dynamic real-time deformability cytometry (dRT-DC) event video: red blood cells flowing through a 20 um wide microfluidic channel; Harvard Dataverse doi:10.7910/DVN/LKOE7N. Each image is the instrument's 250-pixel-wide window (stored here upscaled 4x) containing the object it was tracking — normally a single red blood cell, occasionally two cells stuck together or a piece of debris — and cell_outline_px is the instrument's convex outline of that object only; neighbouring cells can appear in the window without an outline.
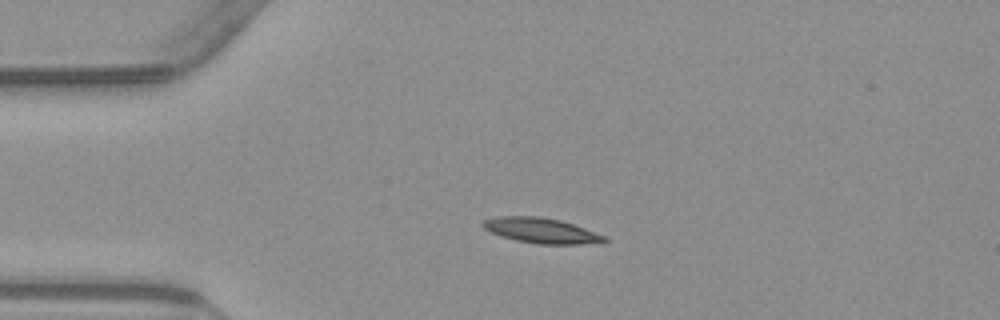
{"species": "common noctule bat (a hibernating species)", "species_latin": "Nyctalus noctula", "temperature_condition": "warm", "stored_images_in_passage": 42, "camera_frame_rate_fps": 3000, "um_per_image_px": 0.085, "animal": {"sex": "male", "body_mass_g": 23.1, "forearm_length_mm": 52.7}, "frame": {"image": 1, "passage_image": 1, "time_ms": 0.0, "image_size_px": [1000, 320], "cell_outline_px": [[608, 240], [604, 244], [540, 244], [516, 240], [500, 236], [484, 228], [480, 224], [484, 220], [500, 216], [540, 216], [560, 220], [584, 228], [604, 236]], "centroid_in_image_um": [46.03, 19.6], "position_along_channel_um": 39.0, "area_um2": 17.86}}
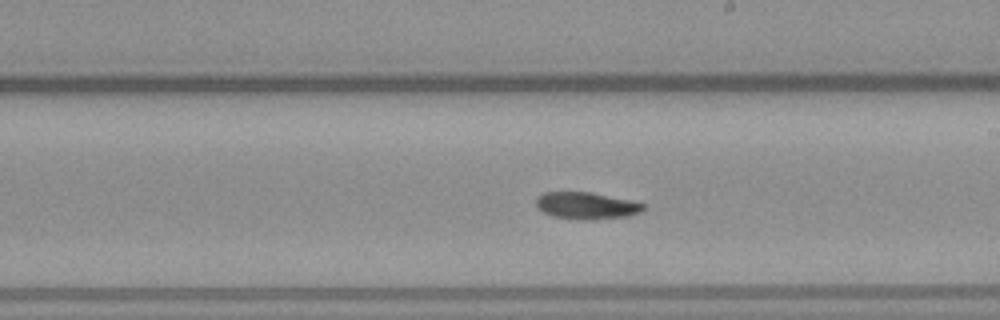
{"frame": {"image": 2, "passage_image": 19, "time_ms": 6.0, "image_size_px": [1000, 320], "cell_outline_px": [[644, 208], [640, 212], [628, 216], [592, 220], [580, 220], [552, 216], [544, 212], [536, 204], [536, 200], [544, 192], [592, 192], [632, 200], [644, 204]], "centroid_in_image_um": [49.88, 17.48], "position_along_channel_um": 239.1, "area_um2": 16.82}}
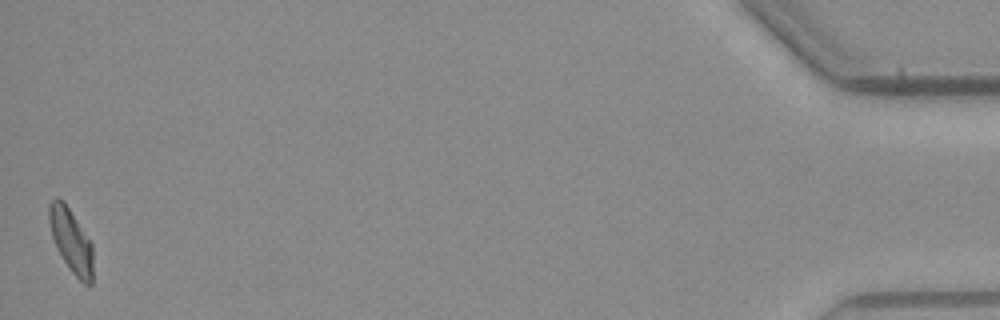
{"frame": {"image": 3, "passage_image": 42, "time_ms": 13.667, "image_size_px": [1000, 320], "cell_outline_px": [[92, 284], [84, 284], [72, 272], [64, 260], [52, 236], [48, 220], [48, 204], [56, 196], [64, 200], [92, 244]], "centroid_in_image_um": [6.02, 20.4], "position_along_channel_um": 429.2, "area_um2": 16.07}}